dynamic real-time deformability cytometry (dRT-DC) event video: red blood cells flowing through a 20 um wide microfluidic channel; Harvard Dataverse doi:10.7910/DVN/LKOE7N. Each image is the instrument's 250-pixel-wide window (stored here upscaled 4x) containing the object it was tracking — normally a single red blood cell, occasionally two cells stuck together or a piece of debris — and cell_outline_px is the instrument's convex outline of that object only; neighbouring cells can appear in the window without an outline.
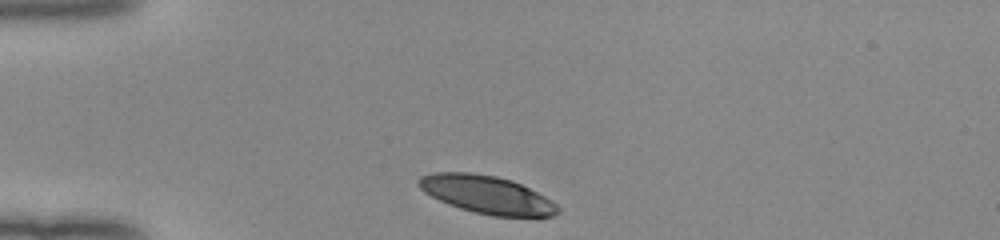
{"species": "human", "species_latin": "Homo sapiens", "temperature_condition": "room temperature", "stored_images_in_passage": 31, "camera_frame_rate_fps": 3000, "um_per_image_px": 0.085, "donor": {"sex": "female"}, "frame": {"image": 1, "passage_image": 1, "time_ms": 0.0, "image_size_px": [1000, 240], "cell_outline_px": [[560, 212], [552, 216], [536, 220], [492, 216], [472, 212], [448, 204], [424, 192], [416, 184], [416, 180], [420, 176], [432, 172], [472, 172], [496, 176], [512, 180], [552, 200], [560, 208]], "centroid_in_image_um": [41.44, 16.59], "position_along_channel_um": 43.6, "area_um2": 31.67}}
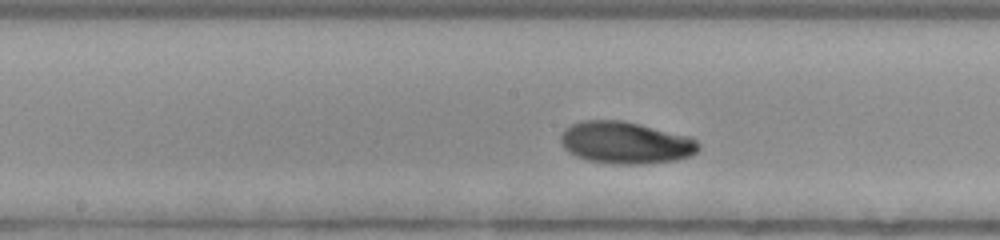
{"frame": {"image": 2, "passage_image": 15, "time_ms": 4.667, "image_size_px": [1000, 240], "cell_outline_px": [[700, 148], [696, 152], [688, 156], [676, 160], [648, 164], [612, 164], [588, 160], [576, 156], [568, 152], [564, 148], [560, 140], [560, 136], [564, 128], [572, 124], [584, 120], [624, 120], [692, 136], [700, 144]], "centroid_in_image_um": [53.19, 12.12], "position_along_channel_um": 195.0, "area_um2": 34.22}}
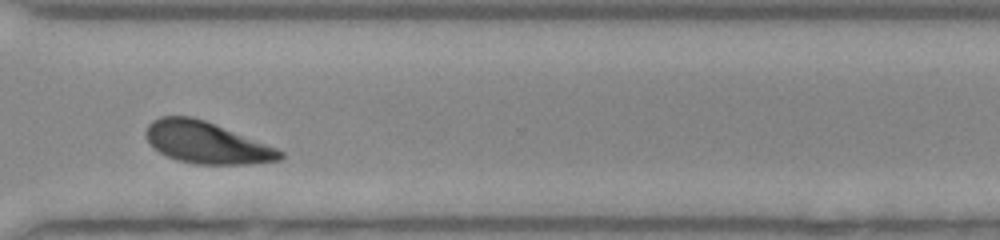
{"frame": {"image": 3, "passage_image": 27, "time_ms": 8.667, "image_size_px": [1000, 240], "cell_outline_px": [[284, 156], [280, 160], [248, 164], [196, 164], [176, 160], [160, 152], [148, 140], [144, 132], [148, 124], [152, 120], [160, 116], [192, 116], [204, 120], [276, 148], [284, 152]], "centroid_in_image_um": [17.53, 12.12], "position_along_channel_um": 353.1, "area_um2": 32.19}, "authors_computed_cell_mechanics": {"area_um2": 32.5414, "velocity_mm_per_s": 3.9436, "shape_relaxation_time_tau1_ms": 4.7645, "shape_relaxation_time_tau2_ms": null, "deformation_change_tau1": 0.176, "deformation_change_tau2": null}}